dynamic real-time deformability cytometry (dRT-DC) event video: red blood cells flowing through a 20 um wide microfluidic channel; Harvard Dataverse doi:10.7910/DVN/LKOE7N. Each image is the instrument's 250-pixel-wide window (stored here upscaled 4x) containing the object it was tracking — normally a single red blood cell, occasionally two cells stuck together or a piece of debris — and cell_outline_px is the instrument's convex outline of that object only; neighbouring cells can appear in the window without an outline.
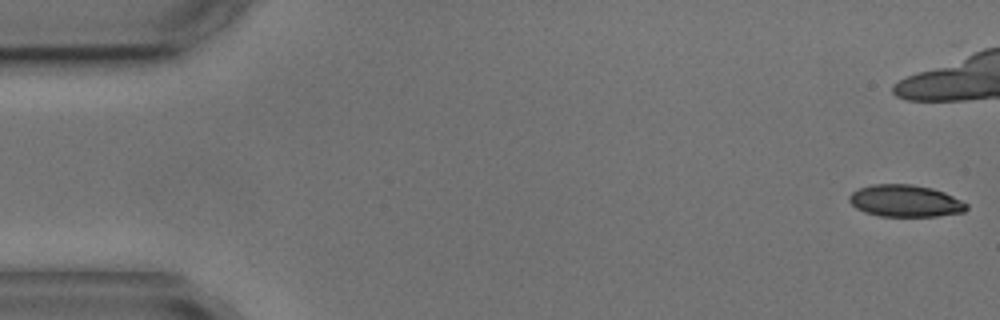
{"species": "common noctule bat (a hibernating species)", "species_latin": "Nyctalus noctula", "temperature_condition": "cold", "stored_images_in_passage": 6, "camera_frame_rate_fps": 3000, "um_per_image_px": 0.085, "animal": {"sex": "male", "body_mass_g": 17.9, "forearm_length_mm": 54.2}, "frame": {"image": 1, "passage_image": 1, "time_ms": 0.0, "image_size_px": [1000, 320], "cell_outline_px": [[968, 208], [964, 212], [936, 216], [880, 216], [864, 212], [856, 208], [848, 200], [848, 196], [852, 192], [860, 188], [872, 184], [912, 184], [932, 188], [944, 192], [968, 204]], "centroid_in_image_um": [76.93, 17.07], "position_along_channel_um": 8.1, "area_um2": 21.85}}